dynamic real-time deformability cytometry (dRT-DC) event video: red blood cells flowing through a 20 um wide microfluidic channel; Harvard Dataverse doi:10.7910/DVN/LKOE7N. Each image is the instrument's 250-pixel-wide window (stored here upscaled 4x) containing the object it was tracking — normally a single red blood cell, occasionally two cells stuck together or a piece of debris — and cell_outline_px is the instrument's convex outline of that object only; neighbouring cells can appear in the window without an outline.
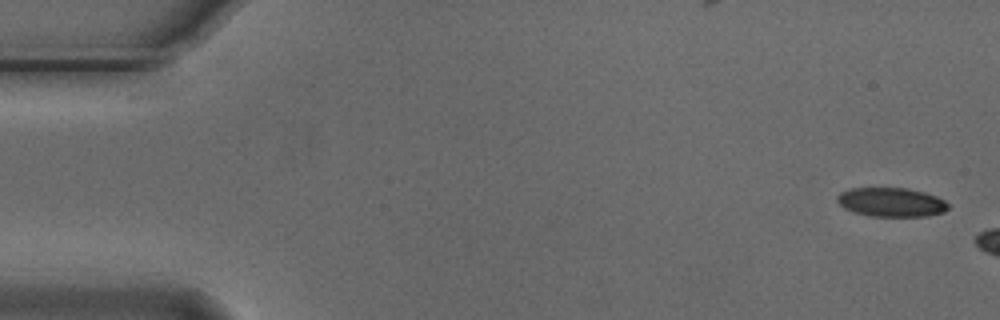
{"species": "Egyptian fruit bat (a non-hibernating species)", "species_latin": "Rousettus aegyptiacus", "temperature_condition": "cold", "stored_images_in_passage": 3, "camera_frame_rate_fps": 3000, "um_per_image_px": 0.085, "animal": {"sex": "male"}, "frame": {"image": 1, "passage_image": 1, "time_ms": 0.0, "image_size_px": [1000, 320], "cell_outline_px": [[948, 208], [944, 212], [928, 216], [872, 216], [856, 212], [844, 208], [836, 200], [836, 196], [840, 192], [848, 188], [908, 188], [924, 192], [936, 196], [944, 200], [948, 204]], "centroid_in_image_um": [75.75, 17.18], "position_along_channel_um": 9.3, "area_um2": 18.79}}